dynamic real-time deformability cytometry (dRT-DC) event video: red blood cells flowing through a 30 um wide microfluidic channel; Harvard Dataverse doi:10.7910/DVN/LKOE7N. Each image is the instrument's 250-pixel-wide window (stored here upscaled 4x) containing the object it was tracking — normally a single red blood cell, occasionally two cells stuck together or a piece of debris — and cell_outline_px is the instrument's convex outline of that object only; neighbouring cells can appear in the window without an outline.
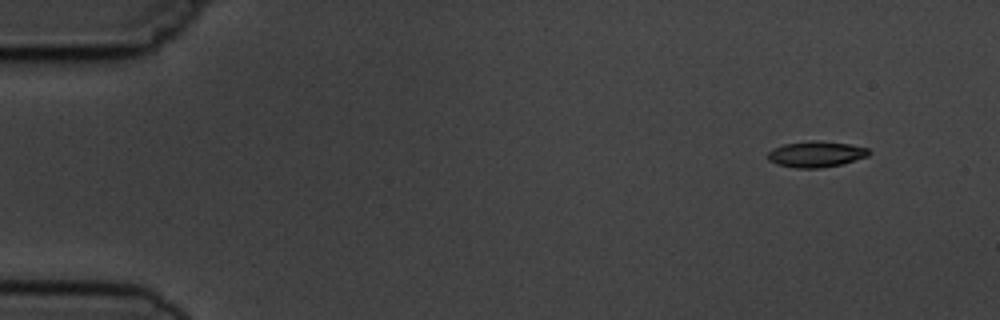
{"species": "common noctule bat (a hibernating species)", "species_latin": "Nyctalus noctula", "temperature_condition": "cold", "stored_images_in_passage": 4, "camera_frame_rate_fps": 3000, "um_per_image_px": 0.085, "animal": {"sex": "male", "body_mass_g": 19.5, "forearm_length_mm": 54.6}, "frame": {"image": 1, "passage_image": 1, "time_ms": 0.0, "image_size_px": [1000, 320], "cell_outline_px": [[872, 152], [868, 156], [840, 164], [820, 168], [796, 168], [776, 164], [768, 160], [768, 152], [772, 148], [784, 144], [808, 140], [820, 140], [848, 144], [868, 148]], "centroid_in_image_um": [69.34, 13.09], "position_along_channel_um": 15.7, "area_um2": 15.37}}
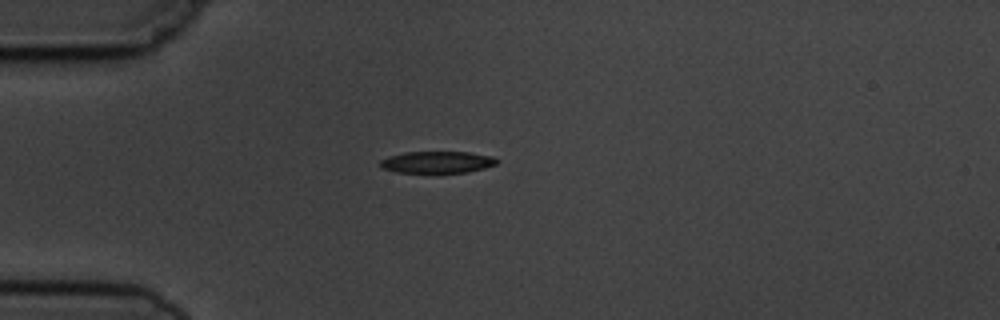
{"frame": {"image": 2, "passage_image": 4, "time_ms": 3.333, "image_size_px": [1000, 320], "cell_outline_px": [[500, 160], [496, 164], [484, 168], [468, 172], [396, 172], [380, 168], [380, 160], [388, 156], [404, 152], [468, 152], [492, 156]], "centroid_in_image_um": [37.15, 13.77], "position_along_channel_um": 47.9, "area_um2": 14.8}}